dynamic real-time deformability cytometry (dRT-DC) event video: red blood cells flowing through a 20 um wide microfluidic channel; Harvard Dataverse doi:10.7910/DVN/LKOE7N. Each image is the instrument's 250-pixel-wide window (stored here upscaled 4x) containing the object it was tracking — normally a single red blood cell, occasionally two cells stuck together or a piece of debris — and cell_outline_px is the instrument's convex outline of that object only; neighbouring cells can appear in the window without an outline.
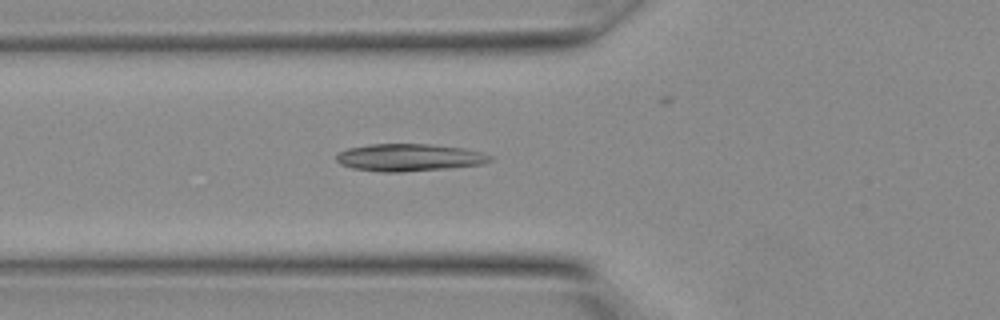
{"species": "Egyptian fruit bat (a non-hibernating species)", "species_latin": "Rousettus aegyptiacus", "temperature_condition": "warm", "stored_images_in_passage": 8, "camera_frame_rate_fps": 3000, "um_per_image_px": 0.085, "animal": {"sex": "female"}, "frame": {"image": 1, "passage_image": 5, "time_ms": 1.333, "image_size_px": [1000, 320], "cell_outline_px": [[492, 160], [484, 164], [448, 168], [400, 172], [384, 172], [352, 168], [340, 164], [336, 160], [336, 156], [340, 152], [348, 148], [368, 144], [428, 144], [464, 148], [480, 152], [492, 156]], "centroid_in_image_um": [34.78, 13.38], "position_along_channel_um": 91.0, "area_um2": 24.45}}
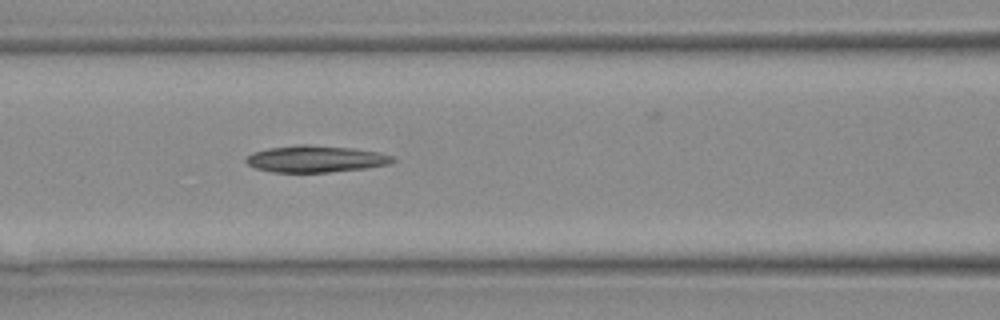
{"frame": {"image": 2, "passage_image": 7, "time_ms": 2.0, "image_size_px": [1000, 320], "cell_outline_px": [[396, 160], [388, 164], [368, 168], [328, 172], [272, 172], [256, 168], [248, 164], [244, 160], [252, 152], [268, 148], [300, 144], [308, 144], [352, 148], [380, 152], [392, 156]], "centroid_in_image_um": [26.83, 13.5], "position_along_channel_um": 139.8, "area_um2": 22.89}}